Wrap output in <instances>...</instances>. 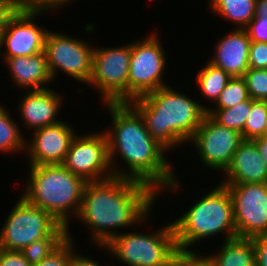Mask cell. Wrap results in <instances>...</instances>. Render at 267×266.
Segmentation results:
<instances>
[{
  "label": "cell",
  "mask_w": 267,
  "mask_h": 266,
  "mask_svg": "<svg viewBox=\"0 0 267 266\" xmlns=\"http://www.w3.org/2000/svg\"><path fill=\"white\" fill-rule=\"evenodd\" d=\"M103 104L111 114V126L104 132L113 175L144 183L160 195L179 190L181 182L167 160L168 151L150 136L140 113L129 102ZM118 155L127 170L116 165Z\"/></svg>",
  "instance_id": "1"
},
{
  "label": "cell",
  "mask_w": 267,
  "mask_h": 266,
  "mask_svg": "<svg viewBox=\"0 0 267 266\" xmlns=\"http://www.w3.org/2000/svg\"><path fill=\"white\" fill-rule=\"evenodd\" d=\"M158 195L144 183L116 176L87 182L76 221L86 225L92 244L105 246L121 233L119 228H140L150 221Z\"/></svg>",
  "instance_id": "2"
},
{
  "label": "cell",
  "mask_w": 267,
  "mask_h": 266,
  "mask_svg": "<svg viewBox=\"0 0 267 266\" xmlns=\"http://www.w3.org/2000/svg\"><path fill=\"white\" fill-rule=\"evenodd\" d=\"M129 103L144 119L150 136L169 153L172 148L190 143L207 110V103L202 105L170 85Z\"/></svg>",
  "instance_id": "3"
},
{
  "label": "cell",
  "mask_w": 267,
  "mask_h": 266,
  "mask_svg": "<svg viewBox=\"0 0 267 266\" xmlns=\"http://www.w3.org/2000/svg\"><path fill=\"white\" fill-rule=\"evenodd\" d=\"M29 170L21 196L69 229L70 219L80 210L87 182L62 164L29 165Z\"/></svg>",
  "instance_id": "4"
},
{
  "label": "cell",
  "mask_w": 267,
  "mask_h": 266,
  "mask_svg": "<svg viewBox=\"0 0 267 266\" xmlns=\"http://www.w3.org/2000/svg\"><path fill=\"white\" fill-rule=\"evenodd\" d=\"M194 202L190 209L172 220L179 251L192 252L191 247L197 242L217 234L225 235L223 241L237 237L232 199L224 185L219 183Z\"/></svg>",
  "instance_id": "5"
},
{
  "label": "cell",
  "mask_w": 267,
  "mask_h": 266,
  "mask_svg": "<svg viewBox=\"0 0 267 266\" xmlns=\"http://www.w3.org/2000/svg\"><path fill=\"white\" fill-rule=\"evenodd\" d=\"M101 248L128 266H171L179 252L172 222L151 232L122 231Z\"/></svg>",
  "instance_id": "6"
},
{
  "label": "cell",
  "mask_w": 267,
  "mask_h": 266,
  "mask_svg": "<svg viewBox=\"0 0 267 266\" xmlns=\"http://www.w3.org/2000/svg\"><path fill=\"white\" fill-rule=\"evenodd\" d=\"M0 230V249L21 251L42 238H68V228L48 212L28 203L22 196L15 202Z\"/></svg>",
  "instance_id": "7"
},
{
  "label": "cell",
  "mask_w": 267,
  "mask_h": 266,
  "mask_svg": "<svg viewBox=\"0 0 267 266\" xmlns=\"http://www.w3.org/2000/svg\"><path fill=\"white\" fill-rule=\"evenodd\" d=\"M130 57L129 42L118 47L94 46L92 74L87 85L98 90L102 103L128 102Z\"/></svg>",
  "instance_id": "8"
},
{
  "label": "cell",
  "mask_w": 267,
  "mask_h": 266,
  "mask_svg": "<svg viewBox=\"0 0 267 266\" xmlns=\"http://www.w3.org/2000/svg\"><path fill=\"white\" fill-rule=\"evenodd\" d=\"M156 34L151 33L142 39L138 38V41H131L128 102L168 86L163 79L168 62L167 53Z\"/></svg>",
  "instance_id": "9"
},
{
  "label": "cell",
  "mask_w": 267,
  "mask_h": 266,
  "mask_svg": "<svg viewBox=\"0 0 267 266\" xmlns=\"http://www.w3.org/2000/svg\"><path fill=\"white\" fill-rule=\"evenodd\" d=\"M44 52L52 80L62 71L83 85L88 84L92 74L94 46L85 39L72 37L63 32L48 31Z\"/></svg>",
  "instance_id": "10"
},
{
  "label": "cell",
  "mask_w": 267,
  "mask_h": 266,
  "mask_svg": "<svg viewBox=\"0 0 267 266\" xmlns=\"http://www.w3.org/2000/svg\"><path fill=\"white\" fill-rule=\"evenodd\" d=\"M62 165L86 182L113 177L108 139L104 131L74 136Z\"/></svg>",
  "instance_id": "11"
},
{
  "label": "cell",
  "mask_w": 267,
  "mask_h": 266,
  "mask_svg": "<svg viewBox=\"0 0 267 266\" xmlns=\"http://www.w3.org/2000/svg\"><path fill=\"white\" fill-rule=\"evenodd\" d=\"M222 185L232 199L237 237L267 234V182Z\"/></svg>",
  "instance_id": "12"
},
{
  "label": "cell",
  "mask_w": 267,
  "mask_h": 266,
  "mask_svg": "<svg viewBox=\"0 0 267 266\" xmlns=\"http://www.w3.org/2000/svg\"><path fill=\"white\" fill-rule=\"evenodd\" d=\"M242 141L241 133L219 125L206 114L190 143L195 145L202 165L223 173Z\"/></svg>",
  "instance_id": "13"
},
{
  "label": "cell",
  "mask_w": 267,
  "mask_h": 266,
  "mask_svg": "<svg viewBox=\"0 0 267 266\" xmlns=\"http://www.w3.org/2000/svg\"><path fill=\"white\" fill-rule=\"evenodd\" d=\"M41 15L44 16V12L34 9L27 2L12 18L0 35V50L3 53L0 52V56L3 61L6 58L35 55L44 51L49 30L35 23ZM3 47L5 49L2 51Z\"/></svg>",
  "instance_id": "14"
},
{
  "label": "cell",
  "mask_w": 267,
  "mask_h": 266,
  "mask_svg": "<svg viewBox=\"0 0 267 266\" xmlns=\"http://www.w3.org/2000/svg\"><path fill=\"white\" fill-rule=\"evenodd\" d=\"M68 122L39 128L26 140L28 165L62 164L76 132Z\"/></svg>",
  "instance_id": "15"
},
{
  "label": "cell",
  "mask_w": 267,
  "mask_h": 266,
  "mask_svg": "<svg viewBox=\"0 0 267 266\" xmlns=\"http://www.w3.org/2000/svg\"><path fill=\"white\" fill-rule=\"evenodd\" d=\"M50 88L26 90L19 98V117L30 131L61 122L59 118L65 96ZM58 118V119H57Z\"/></svg>",
  "instance_id": "16"
},
{
  "label": "cell",
  "mask_w": 267,
  "mask_h": 266,
  "mask_svg": "<svg viewBox=\"0 0 267 266\" xmlns=\"http://www.w3.org/2000/svg\"><path fill=\"white\" fill-rule=\"evenodd\" d=\"M215 44L213 57L208 62L223 69L231 77H242L249 69L248 56L251 40L246 29L234 28ZM215 54V55H214Z\"/></svg>",
  "instance_id": "17"
},
{
  "label": "cell",
  "mask_w": 267,
  "mask_h": 266,
  "mask_svg": "<svg viewBox=\"0 0 267 266\" xmlns=\"http://www.w3.org/2000/svg\"><path fill=\"white\" fill-rule=\"evenodd\" d=\"M222 177L220 184L267 182V165L252 140H243L239 144Z\"/></svg>",
  "instance_id": "18"
},
{
  "label": "cell",
  "mask_w": 267,
  "mask_h": 266,
  "mask_svg": "<svg viewBox=\"0 0 267 266\" xmlns=\"http://www.w3.org/2000/svg\"><path fill=\"white\" fill-rule=\"evenodd\" d=\"M3 62L10 72L12 82L17 88H23V92L24 89L40 90L49 88V83H53L44 51L35 55L6 58Z\"/></svg>",
  "instance_id": "19"
},
{
  "label": "cell",
  "mask_w": 267,
  "mask_h": 266,
  "mask_svg": "<svg viewBox=\"0 0 267 266\" xmlns=\"http://www.w3.org/2000/svg\"><path fill=\"white\" fill-rule=\"evenodd\" d=\"M206 257L212 266H256L255 248L250 238L225 240L216 253Z\"/></svg>",
  "instance_id": "20"
},
{
  "label": "cell",
  "mask_w": 267,
  "mask_h": 266,
  "mask_svg": "<svg viewBox=\"0 0 267 266\" xmlns=\"http://www.w3.org/2000/svg\"><path fill=\"white\" fill-rule=\"evenodd\" d=\"M214 15L233 22L235 28L245 29L255 17L257 0H208ZM216 13V14H215Z\"/></svg>",
  "instance_id": "21"
},
{
  "label": "cell",
  "mask_w": 267,
  "mask_h": 266,
  "mask_svg": "<svg viewBox=\"0 0 267 266\" xmlns=\"http://www.w3.org/2000/svg\"><path fill=\"white\" fill-rule=\"evenodd\" d=\"M206 62L197 72L195 79L201 96L203 95V98L213 105L232 77L223 69L212 65L207 60Z\"/></svg>",
  "instance_id": "22"
},
{
  "label": "cell",
  "mask_w": 267,
  "mask_h": 266,
  "mask_svg": "<svg viewBox=\"0 0 267 266\" xmlns=\"http://www.w3.org/2000/svg\"><path fill=\"white\" fill-rule=\"evenodd\" d=\"M10 116L9 110L0 104V153L25 152V135L15 122L16 119L13 120V117Z\"/></svg>",
  "instance_id": "23"
},
{
  "label": "cell",
  "mask_w": 267,
  "mask_h": 266,
  "mask_svg": "<svg viewBox=\"0 0 267 266\" xmlns=\"http://www.w3.org/2000/svg\"><path fill=\"white\" fill-rule=\"evenodd\" d=\"M250 110L251 98L228 109H207L206 114L219 125L242 133Z\"/></svg>",
  "instance_id": "24"
},
{
  "label": "cell",
  "mask_w": 267,
  "mask_h": 266,
  "mask_svg": "<svg viewBox=\"0 0 267 266\" xmlns=\"http://www.w3.org/2000/svg\"><path fill=\"white\" fill-rule=\"evenodd\" d=\"M250 99L245 80L242 77H232L214 103L207 109H228L236 104Z\"/></svg>",
  "instance_id": "25"
},
{
  "label": "cell",
  "mask_w": 267,
  "mask_h": 266,
  "mask_svg": "<svg viewBox=\"0 0 267 266\" xmlns=\"http://www.w3.org/2000/svg\"><path fill=\"white\" fill-rule=\"evenodd\" d=\"M267 117V101L251 99V110L241 133L243 140H253L264 136Z\"/></svg>",
  "instance_id": "26"
},
{
  "label": "cell",
  "mask_w": 267,
  "mask_h": 266,
  "mask_svg": "<svg viewBox=\"0 0 267 266\" xmlns=\"http://www.w3.org/2000/svg\"><path fill=\"white\" fill-rule=\"evenodd\" d=\"M68 238H42L32 242L20 252L31 264H38L56 251Z\"/></svg>",
  "instance_id": "27"
},
{
  "label": "cell",
  "mask_w": 267,
  "mask_h": 266,
  "mask_svg": "<svg viewBox=\"0 0 267 266\" xmlns=\"http://www.w3.org/2000/svg\"><path fill=\"white\" fill-rule=\"evenodd\" d=\"M251 99L267 101V69H248L242 76Z\"/></svg>",
  "instance_id": "28"
},
{
  "label": "cell",
  "mask_w": 267,
  "mask_h": 266,
  "mask_svg": "<svg viewBox=\"0 0 267 266\" xmlns=\"http://www.w3.org/2000/svg\"><path fill=\"white\" fill-rule=\"evenodd\" d=\"M68 229V239L50 256L32 266H68L71 253L75 250L74 239ZM73 240V241H72Z\"/></svg>",
  "instance_id": "29"
},
{
  "label": "cell",
  "mask_w": 267,
  "mask_h": 266,
  "mask_svg": "<svg viewBox=\"0 0 267 266\" xmlns=\"http://www.w3.org/2000/svg\"><path fill=\"white\" fill-rule=\"evenodd\" d=\"M27 0H0V35Z\"/></svg>",
  "instance_id": "30"
},
{
  "label": "cell",
  "mask_w": 267,
  "mask_h": 266,
  "mask_svg": "<svg viewBox=\"0 0 267 266\" xmlns=\"http://www.w3.org/2000/svg\"><path fill=\"white\" fill-rule=\"evenodd\" d=\"M248 63L250 69H267V42L251 41Z\"/></svg>",
  "instance_id": "31"
},
{
  "label": "cell",
  "mask_w": 267,
  "mask_h": 266,
  "mask_svg": "<svg viewBox=\"0 0 267 266\" xmlns=\"http://www.w3.org/2000/svg\"><path fill=\"white\" fill-rule=\"evenodd\" d=\"M194 251H179L174 257L171 266H212L206 255H201L196 250Z\"/></svg>",
  "instance_id": "32"
},
{
  "label": "cell",
  "mask_w": 267,
  "mask_h": 266,
  "mask_svg": "<svg viewBox=\"0 0 267 266\" xmlns=\"http://www.w3.org/2000/svg\"><path fill=\"white\" fill-rule=\"evenodd\" d=\"M253 42H267V17H254L245 28Z\"/></svg>",
  "instance_id": "33"
},
{
  "label": "cell",
  "mask_w": 267,
  "mask_h": 266,
  "mask_svg": "<svg viewBox=\"0 0 267 266\" xmlns=\"http://www.w3.org/2000/svg\"><path fill=\"white\" fill-rule=\"evenodd\" d=\"M0 266H32L20 251L0 249Z\"/></svg>",
  "instance_id": "34"
},
{
  "label": "cell",
  "mask_w": 267,
  "mask_h": 266,
  "mask_svg": "<svg viewBox=\"0 0 267 266\" xmlns=\"http://www.w3.org/2000/svg\"><path fill=\"white\" fill-rule=\"evenodd\" d=\"M251 239L255 248L256 266H267V234Z\"/></svg>",
  "instance_id": "35"
},
{
  "label": "cell",
  "mask_w": 267,
  "mask_h": 266,
  "mask_svg": "<svg viewBox=\"0 0 267 266\" xmlns=\"http://www.w3.org/2000/svg\"><path fill=\"white\" fill-rule=\"evenodd\" d=\"M28 3L36 10L44 12L46 14L51 13L52 11H56V8H62L64 5L65 7L68 3L74 2L75 0H27ZM67 4V5H65ZM49 11V12H48Z\"/></svg>",
  "instance_id": "36"
},
{
  "label": "cell",
  "mask_w": 267,
  "mask_h": 266,
  "mask_svg": "<svg viewBox=\"0 0 267 266\" xmlns=\"http://www.w3.org/2000/svg\"><path fill=\"white\" fill-rule=\"evenodd\" d=\"M76 250L77 249H75L71 253V258L68 266H103L100 262H97L92 258L78 254L79 251L76 252Z\"/></svg>",
  "instance_id": "37"
},
{
  "label": "cell",
  "mask_w": 267,
  "mask_h": 266,
  "mask_svg": "<svg viewBox=\"0 0 267 266\" xmlns=\"http://www.w3.org/2000/svg\"><path fill=\"white\" fill-rule=\"evenodd\" d=\"M252 141L256 144L259 150V153L263 157V161L267 165V137L265 136L259 137V138L253 139Z\"/></svg>",
  "instance_id": "38"
},
{
  "label": "cell",
  "mask_w": 267,
  "mask_h": 266,
  "mask_svg": "<svg viewBox=\"0 0 267 266\" xmlns=\"http://www.w3.org/2000/svg\"><path fill=\"white\" fill-rule=\"evenodd\" d=\"M255 17H267V0H257Z\"/></svg>",
  "instance_id": "39"
},
{
  "label": "cell",
  "mask_w": 267,
  "mask_h": 266,
  "mask_svg": "<svg viewBox=\"0 0 267 266\" xmlns=\"http://www.w3.org/2000/svg\"><path fill=\"white\" fill-rule=\"evenodd\" d=\"M264 136L267 137V117L265 122Z\"/></svg>",
  "instance_id": "40"
}]
</instances>
